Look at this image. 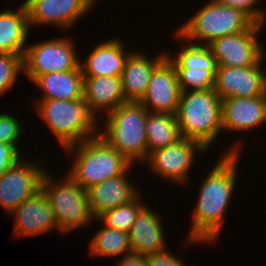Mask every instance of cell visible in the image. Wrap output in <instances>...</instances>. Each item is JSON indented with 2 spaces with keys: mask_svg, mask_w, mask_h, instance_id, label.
I'll return each mask as SVG.
<instances>
[{
  "mask_svg": "<svg viewBox=\"0 0 266 266\" xmlns=\"http://www.w3.org/2000/svg\"><path fill=\"white\" fill-rule=\"evenodd\" d=\"M96 0H31L26 6L29 27L49 25L63 31L91 12Z\"/></svg>",
  "mask_w": 266,
  "mask_h": 266,
  "instance_id": "obj_13",
  "label": "cell"
},
{
  "mask_svg": "<svg viewBox=\"0 0 266 266\" xmlns=\"http://www.w3.org/2000/svg\"><path fill=\"white\" fill-rule=\"evenodd\" d=\"M181 91L206 90L214 87L217 70L175 68Z\"/></svg>",
  "mask_w": 266,
  "mask_h": 266,
  "instance_id": "obj_28",
  "label": "cell"
},
{
  "mask_svg": "<svg viewBox=\"0 0 266 266\" xmlns=\"http://www.w3.org/2000/svg\"><path fill=\"white\" fill-rule=\"evenodd\" d=\"M14 215L15 237H32L58 229L53 210L42 190L9 213Z\"/></svg>",
  "mask_w": 266,
  "mask_h": 266,
  "instance_id": "obj_15",
  "label": "cell"
},
{
  "mask_svg": "<svg viewBox=\"0 0 266 266\" xmlns=\"http://www.w3.org/2000/svg\"><path fill=\"white\" fill-rule=\"evenodd\" d=\"M44 173L41 190L49 200L60 233L66 235L87 227L94 216L88 203L87 191L80 187L68 174L55 178L52 172ZM58 178V180H57ZM90 223V224H89Z\"/></svg>",
  "mask_w": 266,
  "mask_h": 266,
  "instance_id": "obj_6",
  "label": "cell"
},
{
  "mask_svg": "<svg viewBox=\"0 0 266 266\" xmlns=\"http://www.w3.org/2000/svg\"><path fill=\"white\" fill-rule=\"evenodd\" d=\"M63 151L73 159L68 175L84 190L132 171L134 166L100 135L83 140ZM71 155V156H70Z\"/></svg>",
  "mask_w": 266,
  "mask_h": 266,
  "instance_id": "obj_2",
  "label": "cell"
},
{
  "mask_svg": "<svg viewBox=\"0 0 266 266\" xmlns=\"http://www.w3.org/2000/svg\"><path fill=\"white\" fill-rule=\"evenodd\" d=\"M20 72L23 73V57L0 53V96L14 88Z\"/></svg>",
  "mask_w": 266,
  "mask_h": 266,
  "instance_id": "obj_29",
  "label": "cell"
},
{
  "mask_svg": "<svg viewBox=\"0 0 266 266\" xmlns=\"http://www.w3.org/2000/svg\"><path fill=\"white\" fill-rule=\"evenodd\" d=\"M224 150L217 163L204 178L193 208L192 227L186 236L185 245L216 244L222 231L225 214L234 189L238 183L237 174L241 154V142ZM190 244V245H189Z\"/></svg>",
  "mask_w": 266,
  "mask_h": 266,
  "instance_id": "obj_1",
  "label": "cell"
},
{
  "mask_svg": "<svg viewBox=\"0 0 266 266\" xmlns=\"http://www.w3.org/2000/svg\"><path fill=\"white\" fill-rule=\"evenodd\" d=\"M208 152L199 142L181 138L176 143L151 152L144 163L155 177L174 185L187 186L189 173L198 155ZM176 183V184H175Z\"/></svg>",
  "mask_w": 266,
  "mask_h": 266,
  "instance_id": "obj_9",
  "label": "cell"
},
{
  "mask_svg": "<svg viewBox=\"0 0 266 266\" xmlns=\"http://www.w3.org/2000/svg\"><path fill=\"white\" fill-rule=\"evenodd\" d=\"M252 24L239 10L209 0L175 30L190 42L208 45L215 39L247 30Z\"/></svg>",
  "mask_w": 266,
  "mask_h": 266,
  "instance_id": "obj_7",
  "label": "cell"
},
{
  "mask_svg": "<svg viewBox=\"0 0 266 266\" xmlns=\"http://www.w3.org/2000/svg\"><path fill=\"white\" fill-rule=\"evenodd\" d=\"M148 112L140 102H126L100 118L105 123L99 135L133 165L147 159Z\"/></svg>",
  "mask_w": 266,
  "mask_h": 266,
  "instance_id": "obj_5",
  "label": "cell"
},
{
  "mask_svg": "<svg viewBox=\"0 0 266 266\" xmlns=\"http://www.w3.org/2000/svg\"><path fill=\"white\" fill-rule=\"evenodd\" d=\"M55 37L29 44L23 55V74L31 82L38 76L76 70L80 67V56L73 38Z\"/></svg>",
  "mask_w": 266,
  "mask_h": 266,
  "instance_id": "obj_8",
  "label": "cell"
},
{
  "mask_svg": "<svg viewBox=\"0 0 266 266\" xmlns=\"http://www.w3.org/2000/svg\"><path fill=\"white\" fill-rule=\"evenodd\" d=\"M266 124V93L251 98L222 99L223 132H242L244 136Z\"/></svg>",
  "mask_w": 266,
  "mask_h": 266,
  "instance_id": "obj_16",
  "label": "cell"
},
{
  "mask_svg": "<svg viewBox=\"0 0 266 266\" xmlns=\"http://www.w3.org/2000/svg\"><path fill=\"white\" fill-rule=\"evenodd\" d=\"M35 101L36 113L49 127L63 150L99 136L100 119L84 99Z\"/></svg>",
  "mask_w": 266,
  "mask_h": 266,
  "instance_id": "obj_3",
  "label": "cell"
},
{
  "mask_svg": "<svg viewBox=\"0 0 266 266\" xmlns=\"http://www.w3.org/2000/svg\"><path fill=\"white\" fill-rule=\"evenodd\" d=\"M220 4L230 6L244 13L254 24H266V10L258 7L263 0H216ZM265 10V11H264Z\"/></svg>",
  "mask_w": 266,
  "mask_h": 266,
  "instance_id": "obj_31",
  "label": "cell"
},
{
  "mask_svg": "<svg viewBox=\"0 0 266 266\" xmlns=\"http://www.w3.org/2000/svg\"><path fill=\"white\" fill-rule=\"evenodd\" d=\"M133 51V52H132ZM121 73L124 97L127 102H140L145 95L154 68L166 57V50L149 58L148 53L132 50Z\"/></svg>",
  "mask_w": 266,
  "mask_h": 266,
  "instance_id": "obj_19",
  "label": "cell"
},
{
  "mask_svg": "<svg viewBox=\"0 0 266 266\" xmlns=\"http://www.w3.org/2000/svg\"><path fill=\"white\" fill-rule=\"evenodd\" d=\"M176 116L181 137L199 142L206 150L223 133L222 100L213 88L181 91Z\"/></svg>",
  "mask_w": 266,
  "mask_h": 266,
  "instance_id": "obj_4",
  "label": "cell"
},
{
  "mask_svg": "<svg viewBox=\"0 0 266 266\" xmlns=\"http://www.w3.org/2000/svg\"><path fill=\"white\" fill-rule=\"evenodd\" d=\"M141 197L139 193L130 202L104 212L97 219H94V221L101 222L110 228L129 233L139 211L146 205Z\"/></svg>",
  "mask_w": 266,
  "mask_h": 266,
  "instance_id": "obj_27",
  "label": "cell"
},
{
  "mask_svg": "<svg viewBox=\"0 0 266 266\" xmlns=\"http://www.w3.org/2000/svg\"><path fill=\"white\" fill-rule=\"evenodd\" d=\"M147 157L151 152L181 139L176 114L148 112L146 120Z\"/></svg>",
  "mask_w": 266,
  "mask_h": 266,
  "instance_id": "obj_24",
  "label": "cell"
},
{
  "mask_svg": "<svg viewBox=\"0 0 266 266\" xmlns=\"http://www.w3.org/2000/svg\"><path fill=\"white\" fill-rule=\"evenodd\" d=\"M126 50V45L120 37L95 45L84 61L80 59L83 76H121L126 58L132 49Z\"/></svg>",
  "mask_w": 266,
  "mask_h": 266,
  "instance_id": "obj_17",
  "label": "cell"
},
{
  "mask_svg": "<svg viewBox=\"0 0 266 266\" xmlns=\"http://www.w3.org/2000/svg\"><path fill=\"white\" fill-rule=\"evenodd\" d=\"M262 27L264 25L253 23L247 30L209 43L217 66L249 67L257 64L266 54V48L259 41Z\"/></svg>",
  "mask_w": 266,
  "mask_h": 266,
  "instance_id": "obj_10",
  "label": "cell"
},
{
  "mask_svg": "<svg viewBox=\"0 0 266 266\" xmlns=\"http://www.w3.org/2000/svg\"><path fill=\"white\" fill-rule=\"evenodd\" d=\"M264 56L249 67L217 66L213 89L222 99L251 98L266 93V68ZM264 69V70H263Z\"/></svg>",
  "mask_w": 266,
  "mask_h": 266,
  "instance_id": "obj_12",
  "label": "cell"
},
{
  "mask_svg": "<svg viewBox=\"0 0 266 266\" xmlns=\"http://www.w3.org/2000/svg\"><path fill=\"white\" fill-rule=\"evenodd\" d=\"M23 123L13 114L0 113V142L13 145L20 151L19 138L23 134ZM18 144V145H17ZM19 147V148H18Z\"/></svg>",
  "mask_w": 266,
  "mask_h": 266,
  "instance_id": "obj_30",
  "label": "cell"
},
{
  "mask_svg": "<svg viewBox=\"0 0 266 266\" xmlns=\"http://www.w3.org/2000/svg\"><path fill=\"white\" fill-rule=\"evenodd\" d=\"M181 95L177 71L166 56L153 70L140 103L153 113L176 114Z\"/></svg>",
  "mask_w": 266,
  "mask_h": 266,
  "instance_id": "obj_14",
  "label": "cell"
},
{
  "mask_svg": "<svg viewBox=\"0 0 266 266\" xmlns=\"http://www.w3.org/2000/svg\"><path fill=\"white\" fill-rule=\"evenodd\" d=\"M31 0H24L23 4H21V6H26Z\"/></svg>",
  "mask_w": 266,
  "mask_h": 266,
  "instance_id": "obj_35",
  "label": "cell"
},
{
  "mask_svg": "<svg viewBox=\"0 0 266 266\" xmlns=\"http://www.w3.org/2000/svg\"><path fill=\"white\" fill-rule=\"evenodd\" d=\"M41 160L28 162L22 157L0 176V206L7 215L41 190V181L47 171Z\"/></svg>",
  "mask_w": 266,
  "mask_h": 266,
  "instance_id": "obj_11",
  "label": "cell"
},
{
  "mask_svg": "<svg viewBox=\"0 0 266 266\" xmlns=\"http://www.w3.org/2000/svg\"><path fill=\"white\" fill-rule=\"evenodd\" d=\"M126 172L124 175L109 178L87 189V198L91 212L97 219L104 212L133 200L140 190L135 187ZM129 179V180H128Z\"/></svg>",
  "mask_w": 266,
  "mask_h": 266,
  "instance_id": "obj_18",
  "label": "cell"
},
{
  "mask_svg": "<svg viewBox=\"0 0 266 266\" xmlns=\"http://www.w3.org/2000/svg\"><path fill=\"white\" fill-rule=\"evenodd\" d=\"M20 152L13 145L0 142V176L21 160Z\"/></svg>",
  "mask_w": 266,
  "mask_h": 266,
  "instance_id": "obj_33",
  "label": "cell"
},
{
  "mask_svg": "<svg viewBox=\"0 0 266 266\" xmlns=\"http://www.w3.org/2000/svg\"><path fill=\"white\" fill-rule=\"evenodd\" d=\"M32 82L43 93L38 100L83 99L84 76L80 67L67 72L46 73Z\"/></svg>",
  "mask_w": 266,
  "mask_h": 266,
  "instance_id": "obj_22",
  "label": "cell"
},
{
  "mask_svg": "<svg viewBox=\"0 0 266 266\" xmlns=\"http://www.w3.org/2000/svg\"><path fill=\"white\" fill-rule=\"evenodd\" d=\"M183 259L169 252L168 248L146 255V266H186Z\"/></svg>",
  "mask_w": 266,
  "mask_h": 266,
  "instance_id": "obj_32",
  "label": "cell"
},
{
  "mask_svg": "<svg viewBox=\"0 0 266 266\" xmlns=\"http://www.w3.org/2000/svg\"><path fill=\"white\" fill-rule=\"evenodd\" d=\"M150 208L146 203L130 228L128 235L132 252L148 255L167 248L161 217Z\"/></svg>",
  "mask_w": 266,
  "mask_h": 266,
  "instance_id": "obj_20",
  "label": "cell"
},
{
  "mask_svg": "<svg viewBox=\"0 0 266 266\" xmlns=\"http://www.w3.org/2000/svg\"><path fill=\"white\" fill-rule=\"evenodd\" d=\"M89 246L90 255L96 257H117L131 252L128 233L105 225L91 238Z\"/></svg>",
  "mask_w": 266,
  "mask_h": 266,
  "instance_id": "obj_26",
  "label": "cell"
},
{
  "mask_svg": "<svg viewBox=\"0 0 266 266\" xmlns=\"http://www.w3.org/2000/svg\"><path fill=\"white\" fill-rule=\"evenodd\" d=\"M116 266H146V255L129 252L123 255Z\"/></svg>",
  "mask_w": 266,
  "mask_h": 266,
  "instance_id": "obj_34",
  "label": "cell"
},
{
  "mask_svg": "<svg viewBox=\"0 0 266 266\" xmlns=\"http://www.w3.org/2000/svg\"><path fill=\"white\" fill-rule=\"evenodd\" d=\"M175 39L184 41L180 51L170 53L166 52V56L172 61L175 68H199L207 70H217V63L212 55L211 49L205 44H196L183 38L176 30ZM177 37V38H176ZM170 53V54H169Z\"/></svg>",
  "mask_w": 266,
  "mask_h": 266,
  "instance_id": "obj_25",
  "label": "cell"
},
{
  "mask_svg": "<svg viewBox=\"0 0 266 266\" xmlns=\"http://www.w3.org/2000/svg\"><path fill=\"white\" fill-rule=\"evenodd\" d=\"M83 99L100 119V112L114 110L126 103L121 76L84 77ZM99 114V116H98Z\"/></svg>",
  "mask_w": 266,
  "mask_h": 266,
  "instance_id": "obj_21",
  "label": "cell"
},
{
  "mask_svg": "<svg viewBox=\"0 0 266 266\" xmlns=\"http://www.w3.org/2000/svg\"><path fill=\"white\" fill-rule=\"evenodd\" d=\"M27 10L24 6L0 11V53L23 57L30 33Z\"/></svg>",
  "mask_w": 266,
  "mask_h": 266,
  "instance_id": "obj_23",
  "label": "cell"
}]
</instances>
